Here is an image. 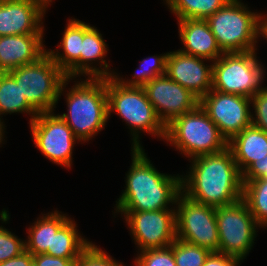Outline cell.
Instances as JSON below:
<instances>
[{
  "instance_id": "1",
  "label": "cell",
  "mask_w": 267,
  "mask_h": 266,
  "mask_svg": "<svg viewBox=\"0 0 267 266\" xmlns=\"http://www.w3.org/2000/svg\"><path fill=\"white\" fill-rule=\"evenodd\" d=\"M190 162V171L181 176L182 193L187 197L215 208L242 199V174L228 147L219 153L195 157Z\"/></svg>"
},
{
  "instance_id": "2",
  "label": "cell",
  "mask_w": 267,
  "mask_h": 266,
  "mask_svg": "<svg viewBox=\"0 0 267 266\" xmlns=\"http://www.w3.org/2000/svg\"><path fill=\"white\" fill-rule=\"evenodd\" d=\"M131 149L132 163L126 173L125 190L114 206L115 211H157L175 206L182 192V175L160 173L146 156L144 148Z\"/></svg>"
},
{
  "instance_id": "3",
  "label": "cell",
  "mask_w": 267,
  "mask_h": 266,
  "mask_svg": "<svg viewBox=\"0 0 267 266\" xmlns=\"http://www.w3.org/2000/svg\"><path fill=\"white\" fill-rule=\"evenodd\" d=\"M70 80L66 78L61 85L58 101L66 92L67 114L59 116L71 128L80 142H88L105 129L108 117L107 78H80L66 89ZM82 80V81H81ZM94 136V137H93Z\"/></svg>"
},
{
  "instance_id": "4",
  "label": "cell",
  "mask_w": 267,
  "mask_h": 266,
  "mask_svg": "<svg viewBox=\"0 0 267 266\" xmlns=\"http://www.w3.org/2000/svg\"><path fill=\"white\" fill-rule=\"evenodd\" d=\"M107 96L108 117L116 112L126 122L132 137L131 148H143L139 140L142 132L164 141L166 126L157 116L143 87L124 86L115 77H108Z\"/></svg>"
},
{
  "instance_id": "5",
  "label": "cell",
  "mask_w": 267,
  "mask_h": 266,
  "mask_svg": "<svg viewBox=\"0 0 267 266\" xmlns=\"http://www.w3.org/2000/svg\"><path fill=\"white\" fill-rule=\"evenodd\" d=\"M164 140L188 160L219 153L228 147L227 140L200 104L166 125Z\"/></svg>"
},
{
  "instance_id": "6",
  "label": "cell",
  "mask_w": 267,
  "mask_h": 266,
  "mask_svg": "<svg viewBox=\"0 0 267 266\" xmlns=\"http://www.w3.org/2000/svg\"><path fill=\"white\" fill-rule=\"evenodd\" d=\"M206 21L224 53L258 50L260 13L252 12L241 0H229Z\"/></svg>"
},
{
  "instance_id": "7",
  "label": "cell",
  "mask_w": 267,
  "mask_h": 266,
  "mask_svg": "<svg viewBox=\"0 0 267 266\" xmlns=\"http://www.w3.org/2000/svg\"><path fill=\"white\" fill-rule=\"evenodd\" d=\"M256 55V50L223 53L212 62V89L249 98L264 90L266 69Z\"/></svg>"
},
{
  "instance_id": "8",
  "label": "cell",
  "mask_w": 267,
  "mask_h": 266,
  "mask_svg": "<svg viewBox=\"0 0 267 266\" xmlns=\"http://www.w3.org/2000/svg\"><path fill=\"white\" fill-rule=\"evenodd\" d=\"M7 73L37 113L55 111L61 85L67 77L47 53L38 61Z\"/></svg>"
},
{
  "instance_id": "9",
  "label": "cell",
  "mask_w": 267,
  "mask_h": 266,
  "mask_svg": "<svg viewBox=\"0 0 267 266\" xmlns=\"http://www.w3.org/2000/svg\"><path fill=\"white\" fill-rule=\"evenodd\" d=\"M216 221L219 233L218 252L243 262L250 253L260 228L248 205L241 199L234 204L217 207Z\"/></svg>"
},
{
  "instance_id": "10",
  "label": "cell",
  "mask_w": 267,
  "mask_h": 266,
  "mask_svg": "<svg viewBox=\"0 0 267 266\" xmlns=\"http://www.w3.org/2000/svg\"><path fill=\"white\" fill-rule=\"evenodd\" d=\"M176 238L210 252H218L216 208L187 197L182 192L175 205Z\"/></svg>"
},
{
  "instance_id": "11",
  "label": "cell",
  "mask_w": 267,
  "mask_h": 266,
  "mask_svg": "<svg viewBox=\"0 0 267 266\" xmlns=\"http://www.w3.org/2000/svg\"><path fill=\"white\" fill-rule=\"evenodd\" d=\"M29 125L32 140L42 155L52 163L70 168L73 147L80 141L59 114L38 113Z\"/></svg>"
},
{
  "instance_id": "12",
  "label": "cell",
  "mask_w": 267,
  "mask_h": 266,
  "mask_svg": "<svg viewBox=\"0 0 267 266\" xmlns=\"http://www.w3.org/2000/svg\"><path fill=\"white\" fill-rule=\"evenodd\" d=\"M121 213L138 252L169 247L176 239L175 206L157 211H115Z\"/></svg>"
},
{
  "instance_id": "13",
  "label": "cell",
  "mask_w": 267,
  "mask_h": 266,
  "mask_svg": "<svg viewBox=\"0 0 267 266\" xmlns=\"http://www.w3.org/2000/svg\"><path fill=\"white\" fill-rule=\"evenodd\" d=\"M200 106L217 125L227 142L252 125L249 97L221 93L211 89L200 100Z\"/></svg>"
},
{
  "instance_id": "14",
  "label": "cell",
  "mask_w": 267,
  "mask_h": 266,
  "mask_svg": "<svg viewBox=\"0 0 267 266\" xmlns=\"http://www.w3.org/2000/svg\"><path fill=\"white\" fill-rule=\"evenodd\" d=\"M143 88L165 126L174 118L193 111L200 104L194 94L166 74L149 81Z\"/></svg>"
},
{
  "instance_id": "15",
  "label": "cell",
  "mask_w": 267,
  "mask_h": 266,
  "mask_svg": "<svg viewBox=\"0 0 267 266\" xmlns=\"http://www.w3.org/2000/svg\"><path fill=\"white\" fill-rule=\"evenodd\" d=\"M207 59L182 53L168 52L166 75L188 89L201 100L212 89L213 64H205Z\"/></svg>"
},
{
  "instance_id": "16",
  "label": "cell",
  "mask_w": 267,
  "mask_h": 266,
  "mask_svg": "<svg viewBox=\"0 0 267 266\" xmlns=\"http://www.w3.org/2000/svg\"><path fill=\"white\" fill-rule=\"evenodd\" d=\"M46 10L31 0L0 2V37L7 35L44 34Z\"/></svg>"
},
{
  "instance_id": "17",
  "label": "cell",
  "mask_w": 267,
  "mask_h": 266,
  "mask_svg": "<svg viewBox=\"0 0 267 266\" xmlns=\"http://www.w3.org/2000/svg\"><path fill=\"white\" fill-rule=\"evenodd\" d=\"M43 37L44 34L1 36L0 71L7 73L38 61L47 53Z\"/></svg>"
},
{
  "instance_id": "18",
  "label": "cell",
  "mask_w": 267,
  "mask_h": 266,
  "mask_svg": "<svg viewBox=\"0 0 267 266\" xmlns=\"http://www.w3.org/2000/svg\"><path fill=\"white\" fill-rule=\"evenodd\" d=\"M177 22L179 37L184 45V48L178 50L182 53L204 58L209 62H214L224 53L206 19H183Z\"/></svg>"
},
{
  "instance_id": "19",
  "label": "cell",
  "mask_w": 267,
  "mask_h": 266,
  "mask_svg": "<svg viewBox=\"0 0 267 266\" xmlns=\"http://www.w3.org/2000/svg\"><path fill=\"white\" fill-rule=\"evenodd\" d=\"M108 45L95 26L83 22V41L80 52V77L108 78L114 77L115 71H111L109 63L105 60ZM99 63H96V62ZM100 64V67L95 64ZM94 64V65H93Z\"/></svg>"
},
{
  "instance_id": "20",
  "label": "cell",
  "mask_w": 267,
  "mask_h": 266,
  "mask_svg": "<svg viewBox=\"0 0 267 266\" xmlns=\"http://www.w3.org/2000/svg\"><path fill=\"white\" fill-rule=\"evenodd\" d=\"M62 40L55 51L47 50V54L65 73L68 78L80 77V52L83 41V21L75 18L67 20ZM62 49V53L60 51ZM60 51V52H59Z\"/></svg>"
},
{
  "instance_id": "21",
  "label": "cell",
  "mask_w": 267,
  "mask_h": 266,
  "mask_svg": "<svg viewBox=\"0 0 267 266\" xmlns=\"http://www.w3.org/2000/svg\"><path fill=\"white\" fill-rule=\"evenodd\" d=\"M241 174L254 162L267 155V132L253 125L235 135L229 142Z\"/></svg>"
},
{
  "instance_id": "22",
  "label": "cell",
  "mask_w": 267,
  "mask_h": 266,
  "mask_svg": "<svg viewBox=\"0 0 267 266\" xmlns=\"http://www.w3.org/2000/svg\"><path fill=\"white\" fill-rule=\"evenodd\" d=\"M41 215L27 229L26 251L32 255L48 254V249H52L53 232H57L70 219L57 210Z\"/></svg>"
},
{
  "instance_id": "23",
  "label": "cell",
  "mask_w": 267,
  "mask_h": 266,
  "mask_svg": "<svg viewBox=\"0 0 267 266\" xmlns=\"http://www.w3.org/2000/svg\"><path fill=\"white\" fill-rule=\"evenodd\" d=\"M76 222L69 219L57 232H53L52 249L48 255L60 258H79L92 243L77 230Z\"/></svg>"
},
{
  "instance_id": "24",
  "label": "cell",
  "mask_w": 267,
  "mask_h": 266,
  "mask_svg": "<svg viewBox=\"0 0 267 266\" xmlns=\"http://www.w3.org/2000/svg\"><path fill=\"white\" fill-rule=\"evenodd\" d=\"M12 113H27L31 115L29 123L38 113L28 104L16 81L5 72L1 71L0 79V120L2 115Z\"/></svg>"
},
{
  "instance_id": "25",
  "label": "cell",
  "mask_w": 267,
  "mask_h": 266,
  "mask_svg": "<svg viewBox=\"0 0 267 266\" xmlns=\"http://www.w3.org/2000/svg\"><path fill=\"white\" fill-rule=\"evenodd\" d=\"M177 20L207 19L229 0H163Z\"/></svg>"
},
{
  "instance_id": "26",
  "label": "cell",
  "mask_w": 267,
  "mask_h": 266,
  "mask_svg": "<svg viewBox=\"0 0 267 266\" xmlns=\"http://www.w3.org/2000/svg\"><path fill=\"white\" fill-rule=\"evenodd\" d=\"M243 182L242 199L248 205L251 214L260 228L267 227V180L255 179Z\"/></svg>"
},
{
  "instance_id": "27",
  "label": "cell",
  "mask_w": 267,
  "mask_h": 266,
  "mask_svg": "<svg viewBox=\"0 0 267 266\" xmlns=\"http://www.w3.org/2000/svg\"><path fill=\"white\" fill-rule=\"evenodd\" d=\"M168 52L163 55L160 54L157 56H148L145 59L140 61V67L137 69V72L133 74L131 79L120 78L119 74L116 72L114 77L122 85L128 87H144L149 81L153 80L156 77L165 75L166 73V60Z\"/></svg>"
},
{
  "instance_id": "28",
  "label": "cell",
  "mask_w": 267,
  "mask_h": 266,
  "mask_svg": "<svg viewBox=\"0 0 267 266\" xmlns=\"http://www.w3.org/2000/svg\"><path fill=\"white\" fill-rule=\"evenodd\" d=\"M176 266H203L209 250L176 238L170 245Z\"/></svg>"
},
{
  "instance_id": "29",
  "label": "cell",
  "mask_w": 267,
  "mask_h": 266,
  "mask_svg": "<svg viewBox=\"0 0 267 266\" xmlns=\"http://www.w3.org/2000/svg\"><path fill=\"white\" fill-rule=\"evenodd\" d=\"M135 266H176L172 247L146 249L137 252Z\"/></svg>"
},
{
  "instance_id": "30",
  "label": "cell",
  "mask_w": 267,
  "mask_h": 266,
  "mask_svg": "<svg viewBox=\"0 0 267 266\" xmlns=\"http://www.w3.org/2000/svg\"><path fill=\"white\" fill-rule=\"evenodd\" d=\"M74 266H125L124 263L116 261L99 246L91 243L75 261Z\"/></svg>"
},
{
  "instance_id": "31",
  "label": "cell",
  "mask_w": 267,
  "mask_h": 266,
  "mask_svg": "<svg viewBox=\"0 0 267 266\" xmlns=\"http://www.w3.org/2000/svg\"><path fill=\"white\" fill-rule=\"evenodd\" d=\"M26 251L25 240L0 226V263L17 257Z\"/></svg>"
},
{
  "instance_id": "32",
  "label": "cell",
  "mask_w": 267,
  "mask_h": 266,
  "mask_svg": "<svg viewBox=\"0 0 267 266\" xmlns=\"http://www.w3.org/2000/svg\"><path fill=\"white\" fill-rule=\"evenodd\" d=\"M250 99L252 104V125L267 132V87Z\"/></svg>"
},
{
  "instance_id": "33",
  "label": "cell",
  "mask_w": 267,
  "mask_h": 266,
  "mask_svg": "<svg viewBox=\"0 0 267 266\" xmlns=\"http://www.w3.org/2000/svg\"><path fill=\"white\" fill-rule=\"evenodd\" d=\"M267 175V155L254 161L243 173L242 181L263 179Z\"/></svg>"
},
{
  "instance_id": "34",
  "label": "cell",
  "mask_w": 267,
  "mask_h": 266,
  "mask_svg": "<svg viewBox=\"0 0 267 266\" xmlns=\"http://www.w3.org/2000/svg\"><path fill=\"white\" fill-rule=\"evenodd\" d=\"M78 258H60L48 254L33 255V263L36 266H74Z\"/></svg>"
},
{
  "instance_id": "35",
  "label": "cell",
  "mask_w": 267,
  "mask_h": 266,
  "mask_svg": "<svg viewBox=\"0 0 267 266\" xmlns=\"http://www.w3.org/2000/svg\"><path fill=\"white\" fill-rule=\"evenodd\" d=\"M239 259L225 255L220 252H211L206 258L203 266H240Z\"/></svg>"
},
{
  "instance_id": "36",
  "label": "cell",
  "mask_w": 267,
  "mask_h": 266,
  "mask_svg": "<svg viewBox=\"0 0 267 266\" xmlns=\"http://www.w3.org/2000/svg\"><path fill=\"white\" fill-rule=\"evenodd\" d=\"M33 255L24 251L21 255L0 263V266H32Z\"/></svg>"
},
{
  "instance_id": "37",
  "label": "cell",
  "mask_w": 267,
  "mask_h": 266,
  "mask_svg": "<svg viewBox=\"0 0 267 266\" xmlns=\"http://www.w3.org/2000/svg\"><path fill=\"white\" fill-rule=\"evenodd\" d=\"M267 40V16L260 13V37Z\"/></svg>"
},
{
  "instance_id": "38",
  "label": "cell",
  "mask_w": 267,
  "mask_h": 266,
  "mask_svg": "<svg viewBox=\"0 0 267 266\" xmlns=\"http://www.w3.org/2000/svg\"><path fill=\"white\" fill-rule=\"evenodd\" d=\"M31 1L40 4L45 10H47V8H49L48 6L51 5V3L53 2V0H31Z\"/></svg>"
},
{
  "instance_id": "39",
  "label": "cell",
  "mask_w": 267,
  "mask_h": 266,
  "mask_svg": "<svg viewBox=\"0 0 267 266\" xmlns=\"http://www.w3.org/2000/svg\"><path fill=\"white\" fill-rule=\"evenodd\" d=\"M5 124H4V121L2 122V120H0V145H2V143L5 141V137H4V134H5Z\"/></svg>"
}]
</instances>
